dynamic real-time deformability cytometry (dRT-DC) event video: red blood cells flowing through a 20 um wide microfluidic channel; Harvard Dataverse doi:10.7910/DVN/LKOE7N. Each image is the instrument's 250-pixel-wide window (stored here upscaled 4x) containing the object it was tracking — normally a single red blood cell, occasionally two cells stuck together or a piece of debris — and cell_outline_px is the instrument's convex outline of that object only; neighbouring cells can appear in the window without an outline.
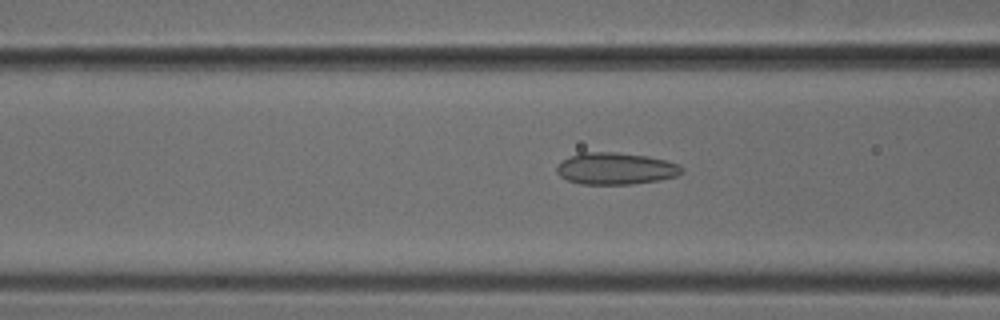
{"species": "common noctule bat (a hibernating species)", "species_latin": "Nyctalus noctula", "temperature_condition": "cold", "stored_images_in_passage": 38, "camera_frame_rate_fps": 3000, "um_per_image_px": 0.085, "animal": {"sex": "male", "body_mass_g": 18.8}, "frame": {"image": 1, "passage_image": 7, "time_ms": 2.0, "image_size_px": [1000, 320], "cell_outline_px": [[684, 172], [676, 176], [660, 180], [632, 184], [580, 184], [568, 180], [560, 176], [556, 172], [556, 164], [580, 152], [616, 152], [648, 156], [680, 164], [684, 168]], "centroid_in_image_um": [52.35, 14.33], "position_along_channel_um": 114.3, "area_um2": 23.35}}
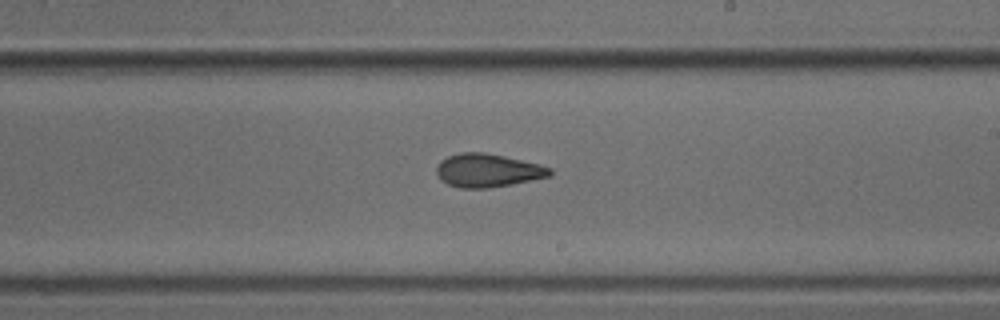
{"frame": {"image": 2, "passage_image": 17, "time_ms": 5.333, "image_size_px": [1000, 320], "cell_outline_px": [[552, 176], [512, 184], [488, 188], [460, 188], [448, 184], [440, 180], [436, 172], [436, 168], [440, 160], [448, 156], [460, 152], [484, 152], [504, 156], [540, 164], [552, 168]], "centroid_in_image_um": [41.46, 14.49], "position_along_channel_um": 247.5, "area_um2": 22.2}}
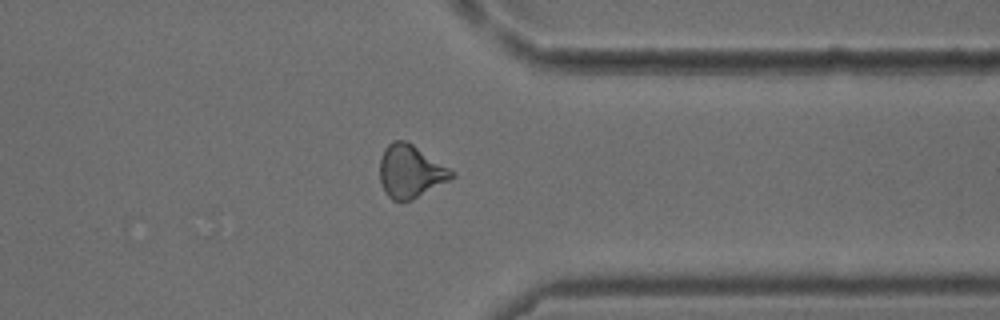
{"frame": {"image": 3, "passage_image": 27, "time_ms": 8.667, "image_size_px": [1000, 320], "cell_outline_px": [[456, 176], [412, 200], [392, 200], [384, 192], [380, 180], [380, 156], [384, 148], [392, 140], [404, 140], [412, 144], [456, 172]], "centroid_in_image_um": [34.87, 14.56], "position_along_channel_um": 376.5, "area_um2": 22.08}}